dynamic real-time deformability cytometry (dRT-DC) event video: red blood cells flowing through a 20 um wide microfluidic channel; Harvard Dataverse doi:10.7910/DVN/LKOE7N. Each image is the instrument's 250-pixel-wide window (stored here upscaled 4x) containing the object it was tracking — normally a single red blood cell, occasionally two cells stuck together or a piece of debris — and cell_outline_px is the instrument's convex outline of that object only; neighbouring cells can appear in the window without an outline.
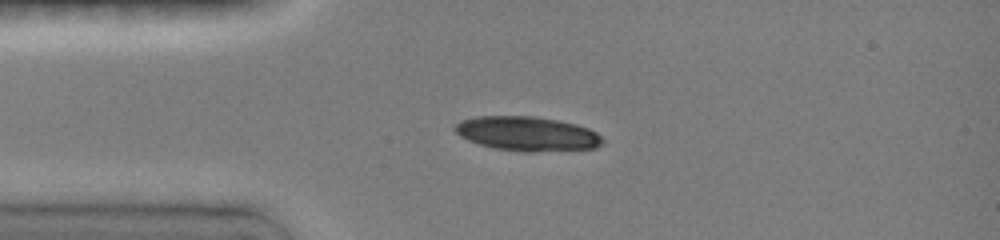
{"species": "common noctule bat (a hibernating species)", "species_latin": "Nyctalus noctula", "temperature_condition": "room temperature", "stored_images_in_passage": 19, "camera_frame_rate_fps": 3000, "um_per_image_px": 0.085, "animal": {"sex": "female", "body_mass_g": 19.0, "forearm_length_mm": 51.5}, "frame": {"image": 1, "passage_image": 6, "time_ms": 1.667, "image_size_px": [1000, 240], "cell_outline_px": [[604, 144], [596, 148], [532, 152], [520, 152], [492, 148], [468, 140], [460, 136], [452, 128], [460, 120], [476, 116], [536, 116], [576, 124], [588, 128], [596, 132], [604, 140]], "centroid_in_image_um": [44.8, 11.37], "position_along_channel_um": 40.2, "area_um2": 29.82}}
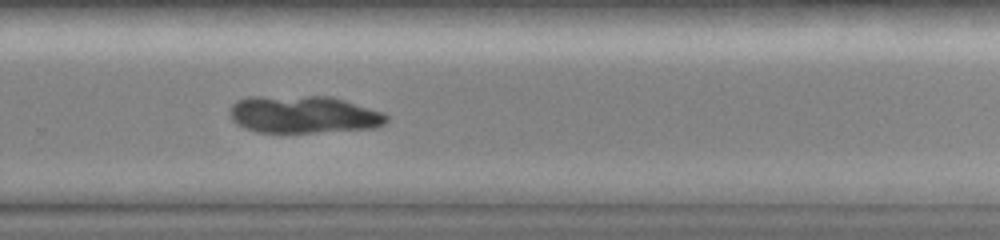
{"frame": {"image": 2, "passage_image": 19, "time_ms": 6.0, "image_size_px": [1000, 240], "cell_outline_px": [[388, 120], [384, 124], [376, 128], [316, 132], [256, 132], [244, 128], [236, 124], [232, 120], [228, 112], [232, 104], [236, 100], [248, 96], [332, 96], [384, 112], [388, 116]], "centroid_in_image_um": [25.78, 9.72], "position_along_channel_um": 304.0, "area_um2": 34.62}}